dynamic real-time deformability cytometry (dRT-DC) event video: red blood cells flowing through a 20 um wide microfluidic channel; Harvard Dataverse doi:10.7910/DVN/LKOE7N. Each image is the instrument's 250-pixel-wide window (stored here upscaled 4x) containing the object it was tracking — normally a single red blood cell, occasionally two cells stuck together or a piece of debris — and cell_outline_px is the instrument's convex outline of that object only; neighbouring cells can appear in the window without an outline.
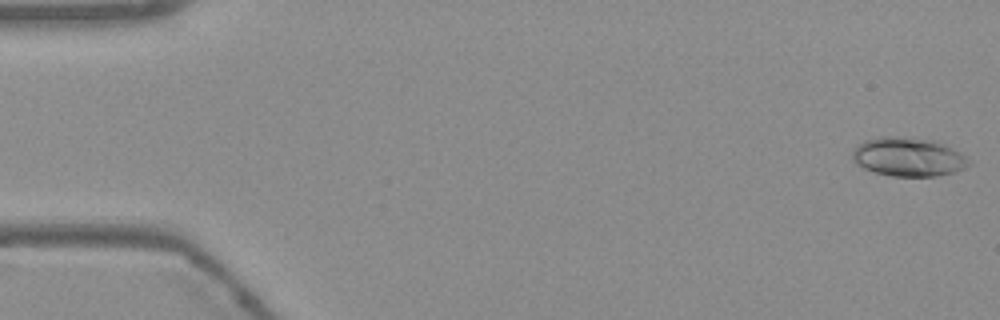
{"species": "Egyptian fruit bat (a non-hibernating species)", "species_latin": "Rousettus aegyptiacus", "temperature_condition": "warm", "stored_images_in_passage": 54, "camera_frame_rate_fps": 3000, "um_per_image_px": 0.085, "frame": {"image": 1, "passage_image": 1, "time_ms": 0.0, "image_size_px": [1000, 320], "cell_outline_px": [[972, 164], [956, 172], [936, 176], [892, 176], [872, 172], [856, 164], [852, 160], [852, 148], [856, 144], [864, 140], [880, 136], [892, 136], [936, 140], [960, 152]], "centroid_in_image_um": [77.16, 13.33], "position_along_channel_um": 7.8, "area_um2": 26.7}}
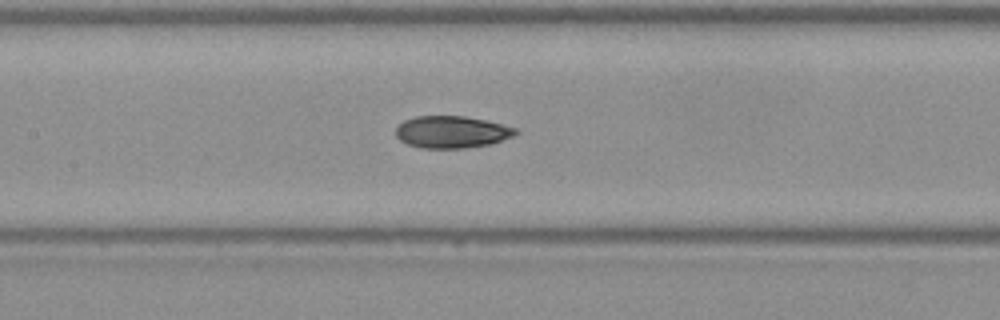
{"frame": {"image": 2, "passage_image": 25, "time_ms": 8.0, "image_size_px": [1000, 320], "cell_outline_px": [[520, 132], [512, 136], [488, 144], [464, 148], [420, 148], [408, 144], [400, 140], [396, 136], [396, 128], [404, 120], [416, 116], [464, 116], [484, 120], [516, 128]], "centroid_in_image_um": [38.36, 11.21], "position_along_channel_um": 169.0, "area_um2": 22.14}}
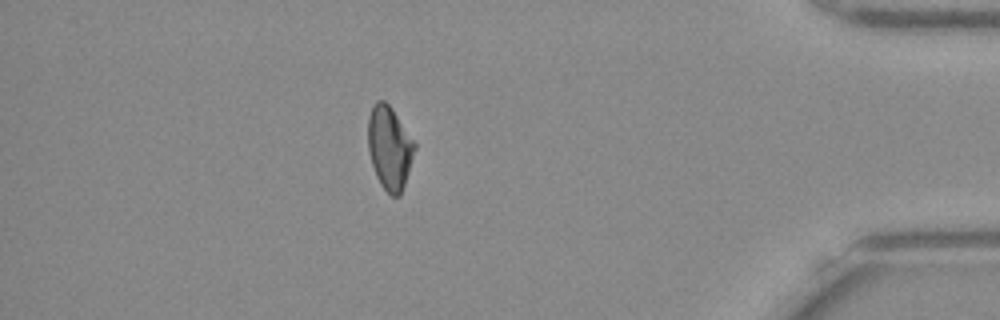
{"frame": {"image": 3, "passage_image": 47, "time_ms": 15.333, "image_size_px": [1000, 320], "cell_outline_px": [[416, 148], [400, 196], [392, 196], [380, 184], [376, 176], [368, 152], [368, 116], [376, 100], [384, 100], [392, 108], [416, 144]], "centroid_in_image_um": [33.1, 12.55], "position_along_channel_um": 402.1, "area_um2": 22.48}, "authors_computed_cell_mechanics": {"area_um2": 22.831, "velocity_mm_per_s": 3.7751, "shape_relaxation_time_tau1_ms": 6.7058, "shape_relaxation_time_tau2_ms": 3.1358, "deformation_change_tau1": 0.1946, "deformation_change_tau2": 0.0734}}